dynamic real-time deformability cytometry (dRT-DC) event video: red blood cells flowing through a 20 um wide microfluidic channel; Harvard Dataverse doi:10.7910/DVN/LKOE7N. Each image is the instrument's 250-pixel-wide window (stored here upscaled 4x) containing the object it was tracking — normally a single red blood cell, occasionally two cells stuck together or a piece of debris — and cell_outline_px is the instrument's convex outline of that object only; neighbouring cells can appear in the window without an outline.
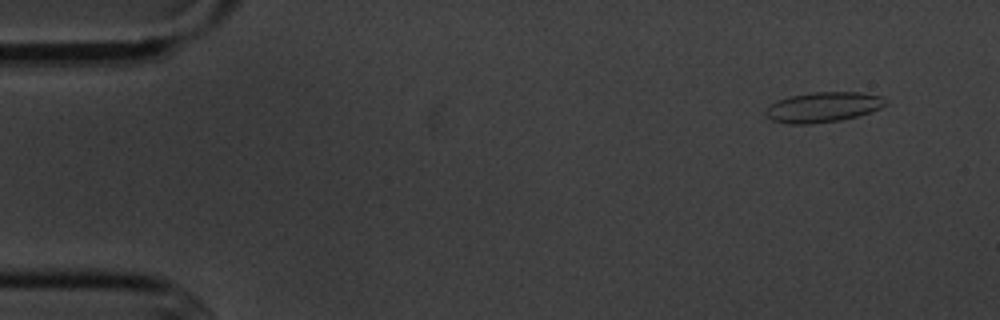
{"species": "common noctule bat (a hibernating species)", "species_latin": "Nyctalus noctula", "temperature_condition": "cold", "stored_images_in_passage": 5, "camera_frame_rate_fps": 3000, "um_per_image_px": 0.085, "animal": {"sex": "male", "body_mass_g": 20.1, "forearm_length_mm": 53.5}, "frame": {"image": 1, "passage_image": 1, "time_ms": 0.0, "image_size_px": [1000, 320], "cell_outline_px": [[888, 104], [880, 108], [856, 116], [840, 120], [808, 124], [788, 124], [772, 120], [764, 112], [764, 108], [768, 104], [776, 100], [788, 96], [812, 92], [860, 92], [884, 96], [888, 100]], "centroid_in_image_um": [69.94, 9.09], "position_along_channel_um": 15.1, "area_um2": 21.33}}